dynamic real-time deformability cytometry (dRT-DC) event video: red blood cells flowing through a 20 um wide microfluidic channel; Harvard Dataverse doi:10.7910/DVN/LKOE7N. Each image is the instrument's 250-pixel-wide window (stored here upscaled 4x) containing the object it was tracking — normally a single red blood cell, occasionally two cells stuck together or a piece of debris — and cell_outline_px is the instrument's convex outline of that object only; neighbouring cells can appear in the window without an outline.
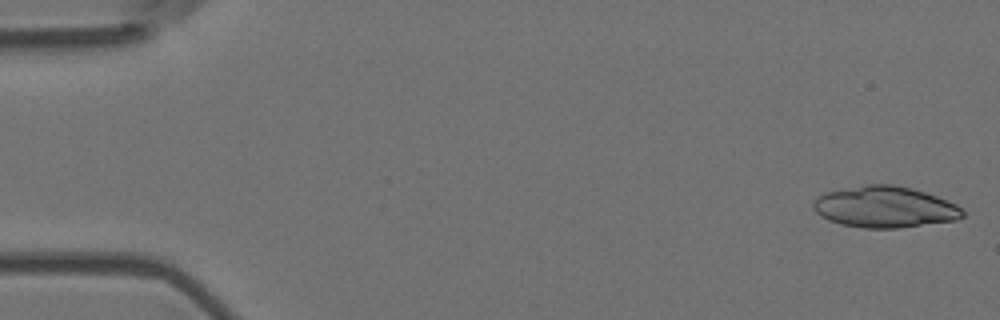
{"species": "Egyptian fruit bat (a non-hibernating species)", "species_latin": "Rousettus aegyptiacus", "temperature_condition": "room temperature", "stored_images_in_passage": 22, "camera_frame_rate_fps": 3000, "um_per_image_px": 0.085, "animal": {"sex": "female"}, "frame": {"image": 1, "passage_image": 1, "time_ms": 0.0, "image_size_px": [1000, 320], "cell_outline_px": [[964, 216], [956, 220], [900, 228], [864, 228], [840, 224], [828, 220], [820, 216], [812, 208], [812, 204], [824, 192], [868, 184], [892, 184], [924, 192], [936, 196], [956, 204], [964, 212]], "centroid_in_image_um": [75.19, 17.6], "position_along_channel_um": 9.8, "area_um2": 35.78}}